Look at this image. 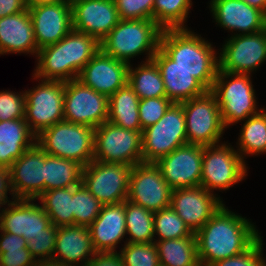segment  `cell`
Segmentation results:
<instances>
[{
    "label": "cell",
    "instance_id": "obj_24",
    "mask_svg": "<svg viewBox=\"0 0 266 266\" xmlns=\"http://www.w3.org/2000/svg\"><path fill=\"white\" fill-rule=\"evenodd\" d=\"M95 253L88 227L79 225L57 227L52 262L62 266H86Z\"/></svg>",
    "mask_w": 266,
    "mask_h": 266
},
{
    "label": "cell",
    "instance_id": "obj_10",
    "mask_svg": "<svg viewBox=\"0 0 266 266\" xmlns=\"http://www.w3.org/2000/svg\"><path fill=\"white\" fill-rule=\"evenodd\" d=\"M25 94V121L37 136L42 130L64 121L65 82L40 80Z\"/></svg>",
    "mask_w": 266,
    "mask_h": 266
},
{
    "label": "cell",
    "instance_id": "obj_20",
    "mask_svg": "<svg viewBox=\"0 0 266 266\" xmlns=\"http://www.w3.org/2000/svg\"><path fill=\"white\" fill-rule=\"evenodd\" d=\"M128 69V63L116 60L100 49L82 68L77 80L109 97L127 84Z\"/></svg>",
    "mask_w": 266,
    "mask_h": 266
},
{
    "label": "cell",
    "instance_id": "obj_43",
    "mask_svg": "<svg viewBox=\"0 0 266 266\" xmlns=\"http://www.w3.org/2000/svg\"><path fill=\"white\" fill-rule=\"evenodd\" d=\"M25 118V94L0 91V121Z\"/></svg>",
    "mask_w": 266,
    "mask_h": 266
},
{
    "label": "cell",
    "instance_id": "obj_32",
    "mask_svg": "<svg viewBox=\"0 0 266 266\" xmlns=\"http://www.w3.org/2000/svg\"><path fill=\"white\" fill-rule=\"evenodd\" d=\"M135 69L129 65L127 83L139 99L166 97L161 72L153 60L143 61Z\"/></svg>",
    "mask_w": 266,
    "mask_h": 266
},
{
    "label": "cell",
    "instance_id": "obj_46",
    "mask_svg": "<svg viewBox=\"0 0 266 266\" xmlns=\"http://www.w3.org/2000/svg\"><path fill=\"white\" fill-rule=\"evenodd\" d=\"M86 266H124L117 252H96Z\"/></svg>",
    "mask_w": 266,
    "mask_h": 266
},
{
    "label": "cell",
    "instance_id": "obj_27",
    "mask_svg": "<svg viewBox=\"0 0 266 266\" xmlns=\"http://www.w3.org/2000/svg\"><path fill=\"white\" fill-rule=\"evenodd\" d=\"M34 27L28 9L0 18V54L31 53L38 55Z\"/></svg>",
    "mask_w": 266,
    "mask_h": 266
},
{
    "label": "cell",
    "instance_id": "obj_30",
    "mask_svg": "<svg viewBox=\"0 0 266 266\" xmlns=\"http://www.w3.org/2000/svg\"><path fill=\"white\" fill-rule=\"evenodd\" d=\"M160 265L162 266H200L197 253L196 236L180 239L154 241Z\"/></svg>",
    "mask_w": 266,
    "mask_h": 266
},
{
    "label": "cell",
    "instance_id": "obj_34",
    "mask_svg": "<svg viewBox=\"0 0 266 266\" xmlns=\"http://www.w3.org/2000/svg\"><path fill=\"white\" fill-rule=\"evenodd\" d=\"M238 153L244 160L247 155L266 153V111L248 117L241 128L238 138ZM245 155V156H243Z\"/></svg>",
    "mask_w": 266,
    "mask_h": 266
},
{
    "label": "cell",
    "instance_id": "obj_15",
    "mask_svg": "<svg viewBox=\"0 0 266 266\" xmlns=\"http://www.w3.org/2000/svg\"><path fill=\"white\" fill-rule=\"evenodd\" d=\"M172 190L155 163H140L132 167L128 201L154 213L170 207Z\"/></svg>",
    "mask_w": 266,
    "mask_h": 266
},
{
    "label": "cell",
    "instance_id": "obj_13",
    "mask_svg": "<svg viewBox=\"0 0 266 266\" xmlns=\"http://www.w3.org/2000/svg\"><path fill=\"white\" fill-rule=\"evenodd\" d=\"M64 121L97 128L108 121V96L83 85L65 82Z\"/></svg>",
    "mask_w": 266,
    "mask_h": 266
},
{
    "label": "cell",
    "instance_id": "obj_40",
    "mask_svg": "<svg viewBox=\"0 0 266 266\" xmlns=\"http://www.w3.org/2000/svg\"><path fill=\"white\" fill-rule=\"evenodd\" d=\"M56 238L57 226L50 223L45 228V233H41L27 241V248L30 251L31 256L39 262L52 261L56 246Z\"/></svg>",
    "mask_w": 266,
    "mask_h": 266
},
{
    "label": "cell",
    "instance_id": "obj_44",
    "mask_svg": "<svg viewBox=\"0 0 266 266\" xmlns=\"http://www.w3.org/2000/svg\"><path fill=\"white\" fill-rule=\"evenodd\" d=\"M261 238L245 252L217 261L211 266H266V261L263 257V240Z\"/></svg>",
    "mask_w": 266,
    "mask_h": 266
},
{
    "label": "cell",
    "instance_id": "obj_19",
    "mask_svg": "<svg viewBox=\"0 0 266 266\" xmlns=\"http://www.w3.org/2000/svg\"><path fill=\"white\" fill-rule=\"evenodd\" d=\"M72 28L101 42L118 24L114 0H78L71 3Z\"/></svg>",
    "mask_w": 266,
    "mask_h": 266
},
{
    "label": "cell",
    "instance_id": "obj_38",
    "mask_svg": "<svg viewBox=\"0 0 266 266\" xmlns=\"http://www.w3.org/2000/svg\"><path fill=\"white\" fill-rule=\"evenodd\" d=\"M103 204L81 183L73 187L74 225L89 227L98 217Z\"/></svg>",
    "mask_w": 266,
    "mask_h": 266
},
{
    "label": "cell",
    "instance_id": "obj_26",
    "mask_svg": "<svg viewBox=\"0 0 266 266\" xmlns=\"http://www.w3.org/2000/svg\"><path fill=\"white\" fill-rule=\"evenodd\" d=\"M88 228L95 252H117V244L126 235L125 201L103 205Z\"/></svg>",
    "mask_w": 266,
    "mask_h": 266
},
{
    "label": "cell",
    "instance_id": "obj_16",
    "mask_svg": "<svg viewBox=\"0 0 266 266\" xmlns=\"http://www.w3.org/2000/svg\"><path fill=\"white\" fill-rule=\"evenodd\" d=\"M203 148L187 143L155 162L172 189L200 186Z\"/></svg>",
    "mask_w": 266,
    "mask_h": 266
},
{
    "label": "cell",
    "instance_id": "obj_37",
    "mask_svg": "<svg viewBox=\"0 0 266 266\" xmlns=\"http://www.w3.org/2000/svg\"><path fill=\"white\" fill-rule=\"evenodd\" d=\"M153 220L154 236L158 235V240L154 241L180 239L194 234L171 206L154 212Z\"/></svg>",
    "mask_w": 266,
    "mask_h": 266
},
{
    "label": "cell",
    "instance_id": "obj_7",
    "mask_svg": "<svg viewBox=\"0 0 266 266\" xmlns=\"http://www.w3.org/2000/svg\"><path fill=\"white\" fill-rule=\"evenodd\" d=\"M184 109L187 143L201 146L219 144L226 127L214 94L203 95L180 103Z\"/></svg>",
    "mask_w": 266,
    "mask_h": 266
},
{
    "label": "cell",
    "instance_id": "obj_50",
    "mask_svg": "<svg viewBox=\"0 0 266 266\" xmlns=\"http://www.w3.org/2000/svg\"><path fill=\"white\" fill-rule=\"evenodd\" d=\"M249 6L255 7L266 14V0H241Z\"/></svg>",
    "mask_w": 266,
    "mask_h": 266
},
{
    "label": "cell",
    "instance_id": "obj_1",
    "mask_svg": "<svg viewBox=\"0 0 266 266\" xmlns=\"http://www.w3.org/2000/svg\"><path fill=\"white\" fill-rule=\"evenodd\" d=\"M255 225L225 207V204L196 233L200 266L237 256L261 236Z\"/></svg>",
    "mask_w": 266,
    "mask_h": 266
},
{
    "label": "cell",
    "instance_id": "obj_3",
    "mask_svg": "<svg viewBox=\"0 0 266 266\" xmlns=\"http://www.w3.org/2000/svg\"><path fill=\"white\" fill-rule=\"evenodd\" d=\"M160 48L189 72L207 90H211L219 69V59L212 44L187 28L164 29Z\"/></svg>",
    "mask_w": 266,
    "mask_h": 266
},
{
    "label": "cell",
    "instance_id": "obj_28",
    "mask_svg": "<svg viewBox=\"0 0 266 266\" xmlns=\"http://www.w3.org/2000/svg\"><path fill=\"white\" fill-rule=\"evenodd\" d=\"M35 143L36 135L25 118L0 121V168L9 169Z\"/></svg>",
    "mask_w": 266,
    "mask_h": 266
},
{
    "label": "cell",
    "instance_id": "obj_53",
    "mask_svg": "<svg viewBox=\"0 0 266 266\" xmlns=\"http://www.w3.org/2000/svg\"><path fill=\"white\" fill-rule=\"evenodd\" d=\"M67 1H69L70 3H72V2H75V1H78V0H67Z\"/></svg>",
    "mask_w": 266,
    "mask_h": 266
},
{
    "label": "cell",
    "instance_id": "obj_33",
    "mask_svg": "<svg viewBox=\"0 0 266 266\" xmlns=\"http://www.w3.org/2000/svg\"><path fill=\"white\" fill-rule=\"evenodd\" d=\"M37 199L54 226L74 225L73 187L44 191Z\"/></svg>",
    "mask_w": 266,
    "mask_h": 266
},
{
    "label": "cell",
    "instance_id": "obj_36",
    "mask_svg": "<svg viewBox=\"0 0 266 266\" xmlns=\"http://www.w3.org/2000/svg\"><path fill=\"white\" fill-rule=\"evenodd\" d=\"M191 0H154L153 20L162 29L186 28Z\"/></svg>",
    "mask_w": 266,
    "mask_h": 266
},
{
    "label": "cell",
    "instance_id": "obj_48",
    "mask_svg": "<svg viewBox=\"0 0 266 266\" xmlns=\"http://www.w3.org/2000/svg\"><path fill=\"white\" fill-rule=\"evenodd\" d=\"M28 9L27 0H0V18Z\"/></svg>",
    "mask_w": 266,
    "mask_h": 266
},
{
    "label": "cell",
    "instance_id": "obj_18",
    "mask_svg": "<svg viewBox=\"0 0 266 266\" xmlns=\"http://www.w3.org/2000/svg\"><path fill=\"white\" fill-rule=\"evenodd\" d=\"M223 201L201 185L173 189L170 206L192 233H196L222 207Z\"/></svg>",
    "mask_w": 266,
    "mask_h": 266
},
{
    "label": "cell",
    "instance_id": "obj_49",
    "mask_svg": "<svg viewBox=\"0 0 266 266\" xmlns=\"http://www.w3.org/2000/svg\"><path fill=\"white\" fill-rule=\"evenodd\" d=\"M8 191L11 192L9 170L0 168V207L11 202L8 200Z\"/></svg>",
    "mask_w": 266,
    "mask_h": 266
},
{
    "label": "cell",
    "instance_id": "obj_21",
    "mask_svg": "<svg viewBox=\"0 0 266 266\" xmlns=\"http://www.w3.org/2000/svg\"><path fill=\"white\" fill-rule=\"evenodd\" d=\"M38 49L55 44L72 28V9L69 1L28 6Z\"/></svg>",
    "mask_w": 266,
    "mask_h": 266
},
{
    "label": "cell",
    "instance_id": "obj_45",
    "mask_svg": "<svg viewBox=\"0 0 266 266\" xmlns=\"http://www.w3.org/2000/svg\"><path fill=\"white\" fill-rule=\"evenodd\" d=\"M36 262L28 248L8 250L0 254V263L4 266H35Z\"/></svg>",
    "mask_w": 266,
    "mask_h": 266
},
{
    "label": "cell",
    "instance_id": "obj_14",
    "mask_svg": "<svg viewBox=\"0 0 266 266\" xmlns=\"http://www.w3.org/2000/svg\"><path fill=\"white\" fill-rule=\"evenodd\" d=\"M221 48L219 70L251 74L266 61V29L253 34H234Z\"/></svg>",
    "mask_w": 266,
    "mask_h": 266
},
{
    "label": "cell",
    "instance_id": "obj_41",
    "mask_svg": "<svg viewBox=\"0 0 266 266\" xmlns=\"http://www.w3.org/2000/svg\"><path fill=\"white\" fill-rule=\"evenodd\" d=\"M173 104L167 97L139 100V119L142 130L157 123Z\"/></svg>",
    "mask_w": 266,
    "mask_h": 266
},
{
    "label": "cell",
    "instance_id": "obj_17",
    "mask_svg": "<svg viewBox=\"0 0 266 266\" xmlns=\"http://www.w3.org/2000/svg\"><path fill=\"white\" fill-rule=\"evenodd\" d=\"M8 170L12 200L37 199L44 192L45 152L36 143Z\"/></svg>",
    "mask_w": 266,
    "mask_h": 266
},
{
    "label": "cell",
    "instance_id": "obj_11",
    "mask_svg": "<svg viewBox=\"0 0 266 266\" xmlns=\"http://www.w3.org/2000/svg\"><path fill=\"white\" fill-rule=\"evenodd\" d=\"M244 161L230 143L204 146L200 185L212 193L214 189L228 190L247 176Z\"/></svg>",
    "mask_w": 266,
    "mask_h": 266
},
{
    "label": "cell",
    "instance_id": "obj_12",
    "mask_svg": "<svg viewBox=\"0 0 266 266\" xmlns=\"http://www.w3.org/2000/svg\"><path fill=\"white\" fill-rule=\"evenodd\" d=\"M132 166L93 160L83 167L81 183L103 205L127 200Z\"/></svg>",
    "mask_w": 266,
    "mask_h": 266
},
{
    "label": "cell",
    "instance_id": "obj_8",
    "mask_svg": "<svg viewBox=\"0 0 266 266\" xmlns=\"http://www.w3.org/2000/svg\"><path fill=\"white\" fill-rule=\"evenodd\" d=\"M185 144L184 109L180 103H173L157 123L142 130L143 163H155Z\"/></svg>",
    "mask_w": 266,
    "mask_h": 266
},
{
    "label": "cell",
    "instance_id": "obj_52",
    "mask_svg": "<svg viewBox=\"0 0 266 266\" xmlns=\"http://www.w3.org/2000/svg\"><path fill=\"white\" fill-rule=\"evenodd\" d=\"M35 266H62L59 263H55L52 261H44V262H39L37 261Z\"/></svg>",
    "mask_w": 266,
    "mask_h": 266
},
{
    "label": "cell",
    "instance_id": "obj_39",
    "mask_svg": "<svg viewBox=\"0 0 266 266\" xmlns=\"http://www.w3.org/2000/svg\"><path fill=\"white\" fill-rule=\"evenodd\" d=\"M124 266H160L157 248L154 242H125L119 252Z\"/></svg>",
    "mask_w": 266,
    "mask_h": 266
},
{
    "label": "cell",
    "instance_id": "obj_29",
    "mask_svg": "<svg viewBox=\"0 0 266 266\" xmlns=\"http://www.w3.org/2000/svg\"><path fill=\"white\" fill-rule=\"evenodd\" d=\"M139 97L127 83L108 97V121L127 130L142 131Z\"/></svg>",
    "mask_w": 266,
    "mask_h": 266
},
{
    "label": "cell",
    "instance_id": "obj_22",
    "mask_svg": "<svg viewBox=\"0 0 266 266\" xmlns=\"http://www.w3.org/2000/svg\"><path fill=\"white\" fill-rule=\"evenodd\" d=\"M36 199H14L8 203V208L0 210V229L2 231L22 236L26 241L41 233L51 223L42 206L35 204Z\"/></svg>",
    "mask_w": 266,
    "mask_h": 266
},
{
    "label": "cell",
    "instance_id": "obj_2",
    "mask_svg": "<svg viewBox=\"0 0 266 266\" xmlns=\"http://www.w3.org/2000/svg\"><path fill=\"white\" fill-rule=\"evenodd\" d=\"M100 49L96 38L72 29L59 42L39 49L33 77L64 82L75 80Z\"/></svg>",
    "mask_w": 266,
    "mask_h": 266
},
{
    "label": "cell",
    "instance_id": "obj_35",
    "mask_svg": "<svg viewBox=\"0 0 266 266\" xmlns=\"http://www.w3.org/2000/svg\"><path fill=\"white\" fill-rule=\"evenodd\" d=\"M154 213L150 210L125 200L126 234L129 243L154 242Z\"/></svg>",
    "mask_w": 266,
    "mask_h": 266
},
{
    "label": "cell",
    "instance_id": "obj_4",
    "mask_svg": "<svg viewBox=\"0 0 266 266\" xmlns=\"http://www.w3.org/2000/svg\"><path fill=\"white\" fill-rule=\"evenodd\" d=\"M162 29L154 20H121L100 42L101 50L130 65V59L147 52L145 62L152 60L160 47Z\"/></svg>",
    "mask_w": 266,
    "mask_h": 266
},
{
    "label": "cell",
    "instance_id": "obj_9",
    "mask_svg": "<svg viewBox=\"0 0 266 266\" xmlns=\"http://www.w3.org/2000/svg\"><path fill=\"white\" fill-rule=\"evenodd\" d=\"M94 160L135 166L143 163L142 131H132L109 121L95 128Z\"/></svg>",
    "mask_w": 266,
    "mask_h": 266
},
{
    "label": "cell",
    "instance_id": "obj_5",
    "mask_svg": "<svg viewBox=\"0 0 266 266\" xmlns=\"http://www.w3.org/2000/svg\"><path fill=\"white\" fill-rule=\"evenodd\" d=\"M95 128L61 121L42 130L36 144L48 155L77 161L83 167L94 160Z\"/></svg>",
    "mask_w": 266,
    "mask_h": 266
},
{
    "label": "cell",
    "instance_id": "obj_47",
    "mask_svg": "<svg viewBox=\"0 0 266 266\" xmlns=\"http://www.w3.org/2000/svg\"><path fill=\"white\" fill-rule=\"evenodd\" d=\"M0 234V254L8 250L27 248V241L24 237L11 234L5 231Z\"/></svg>",
    "mask_w": 266,
    "mask_h": 266
},
{
    "label": "cell",
    "instance_id": "obj_42",
    "mask_svg": "<svg viewBox=\"0 0 266 266\" xmlns=\"http://www.w3.org/2000/svg\"><path fill=\"white\" fill-rule=\"evenodd\" d=\"M121 20H153L154 0H114Z\"/></svg>",
    "mask_w": 266,
    "mask_h": 266
},
{
    "label": "cell",
    "instance_id": "obj_23",
    "mask_svg": "<svg viewBox=\"0 0 266 266\" xmlns=\"http://www.w3.org/2000/svg\"><path fill=\"white\" fill-rule=\"evenodd\" d=\"M210 9L221 28L253 34L266 29V14L241 0H211Z\"/></svg>",
    "mask_w": 266,
    "mask_h": 266
},
{
    "label": "cell",
    "instance_id": "obj_25",
    "mask_svg": "<svg viewBox=\"0 0 266 266\" xmlns=\"http://www.w3.org/2000/svg\"><path fill=\"white\" fill-rule=\"evenodd\" d=\"M152 60L158 66L166 97L173 103H181L194 97L203 95L207 89L189 72L176 65L160 47Z\"/></svg>",
    "mask_w": 266,
    "mask_h": 266
},
{
    "label": "cell",
    "instance_id": "obj_6",
    "mask_svg": "<svg viewBox=\"0 0 266 266\" xmlns=\"http://www.w3.org/2000/svg\"><path fill=\"white\" fill-rule=\"evenodd\" d=\"M250 79V74L230 73L219 69L217 71L210 91L216 98L226 128L258 114L263 109H256L255 90Z\"/></svg>",
    "mask_w": 266,
    "mask_h": 266
},
{
    "label": "cell",
    "instance_id": "obj_51",
    "mask_svg": "<svg viewBox=\"0 0 266 266\" xmlns=\"http://www.w3.org/2000/svg\"><path fill=\"white\" fill-rule=\"evenodd\" d=\"M67 0H27V5L28 6H33V5H44V4H53V3H58V2H65Z\"/></svg>",
    "mask_w": 266,
    "mask_h": 266
},
{
    "label": "cell",
    "instance_id": "obj_31",
    "mask_svg": "<svg viewBox=\"0 0 266 266\" xmlns=\"http://www.w3.org/2000/svg\"><path fill=\"white\" fill-rule=\"evenodd\" d=\"M83 166L45 153L44 191L74 187L81 184Z\"/></svg>",
    "mask_w": 266,
    "mask_h": 266
}]
</instances>
